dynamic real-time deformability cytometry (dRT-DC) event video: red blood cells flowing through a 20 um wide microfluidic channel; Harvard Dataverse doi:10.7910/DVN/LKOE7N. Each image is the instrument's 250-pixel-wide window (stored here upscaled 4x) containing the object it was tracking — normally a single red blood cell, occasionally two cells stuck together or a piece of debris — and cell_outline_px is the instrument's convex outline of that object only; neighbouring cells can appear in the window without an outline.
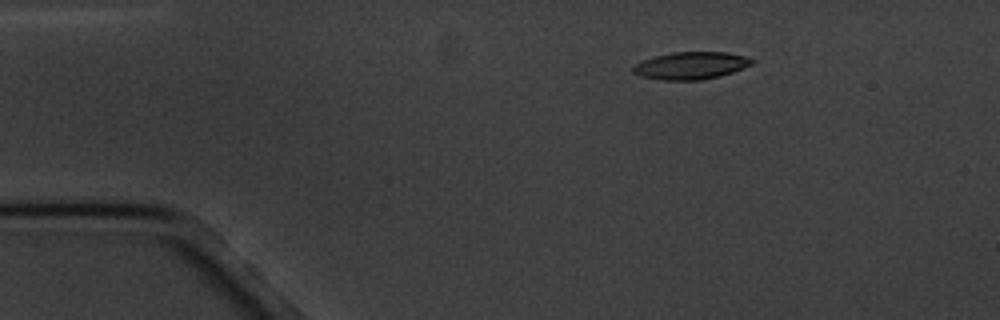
{"species": "common noctule bat (a hibernating species)", "species_latin": "Nyctalus noctula", "temperature_condition": "cold", "stored_images_in_passage": 3, "camera_frame_rate_fps": 3000, "um_per_image_px": 0.085, "animal": {"sex": "male", "body_mass_g": 20.1, "forearm_length_mm": 53.5}, "frame": {"image": 1, "passage_image": 1, "time_ms": 0.0, "image_size_px": [1000, 320], "cell_outline_px": [[756, 60], [752, 64], [744, 68], [720, 76], [700, 80], [664, 80], [640, 76], [632, 72], [632, 68], [636, 64], [644, 60], [656, 56], [672, 52], [728, 52], [744, 56]], "centroid_in_image_um": [58.75, 5.57], "position_along_channel_um": 26.2, "area_um2": 18.9}}